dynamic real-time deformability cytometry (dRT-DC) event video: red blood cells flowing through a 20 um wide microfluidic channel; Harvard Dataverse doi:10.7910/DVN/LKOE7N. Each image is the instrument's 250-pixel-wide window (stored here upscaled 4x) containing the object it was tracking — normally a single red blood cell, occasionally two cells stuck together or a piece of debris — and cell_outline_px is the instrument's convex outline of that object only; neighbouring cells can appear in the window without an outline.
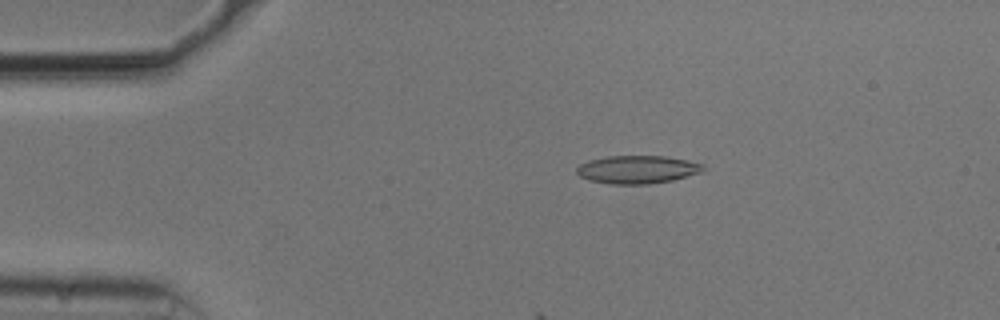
{"species": "common noctule bat (a hibernating species)", "species_latin": "Nyctalus noctula", "temperature_condition": "cold", "stored_images_in_passage": 22, "camera_frame_rate_fps": 3000, "um_per_image_px": 0.085, "animal": {"sex": "male", "body_mass_g": 20.5, "forearm_length_mm": 52.5}, "frame": {"image": 1, "passage_image": 4, "time_ms": 1.0, "image_size_px": [1000, 320], "cell_outline_px": [[708, 168], [700, 172], [672, 180], [648, 184], [608, 184], [588, 180], [580, 176], [576, 172], [576, 168], [580, 164], [588, 160], [608, 156], [664, 156], [704, 164]], "centroid_in_image_um": [54.15, 14.41], "position_along_channel_um": 30.9, "area_um2": 20.63}}
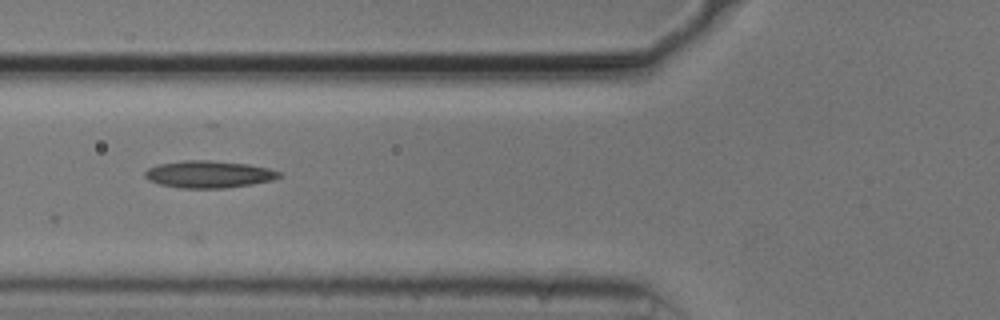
{"frame": {"image": 2, "passage_image": 14, "time_ms": 4.333, "image_size_px": [1000, 320], "cell_outline_px": [[280, 176], [272, 180], [252, 184], [224, 188], [180, 188], [160, 184], [148, 180], [144, 176], [144, 172], [148, 168], [160, 164], [184, 160], [208, 160], [248, 164], [268, 168], [280, 172]], "centroid_in_image_um": [17.72, 14.81], "position_along_channel_um": 108.1, "area_um2": 21.1}}
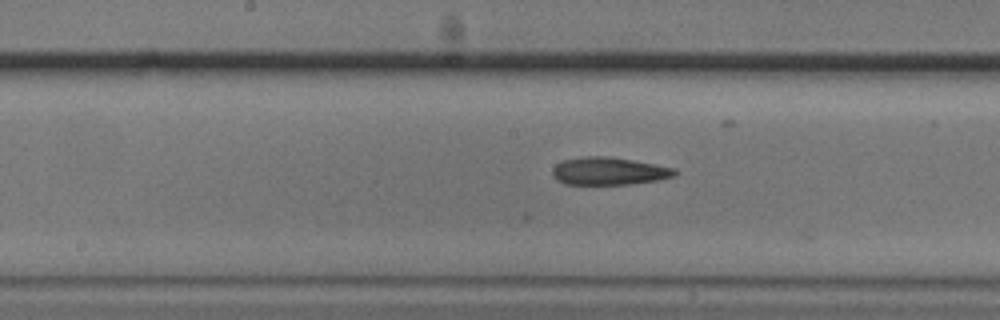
{"frame": {"image": 3, "passage_image": 21, "time_ms": 6.667, "image_size_px": [1000, 320], "cell_outline_px": [[680, 172], [676, 176], [660, 180], [628, 184], [564, 184], [556, 180], [552, 176], [552, 168], [556, 164], [564, 160], [584, 156], [612, 156], [656, 164], [676, 168]], "centroid_in_image_um": [51.8, 14.54], "position_along_channel_um": 196.4, "area_um2": 20.11}}